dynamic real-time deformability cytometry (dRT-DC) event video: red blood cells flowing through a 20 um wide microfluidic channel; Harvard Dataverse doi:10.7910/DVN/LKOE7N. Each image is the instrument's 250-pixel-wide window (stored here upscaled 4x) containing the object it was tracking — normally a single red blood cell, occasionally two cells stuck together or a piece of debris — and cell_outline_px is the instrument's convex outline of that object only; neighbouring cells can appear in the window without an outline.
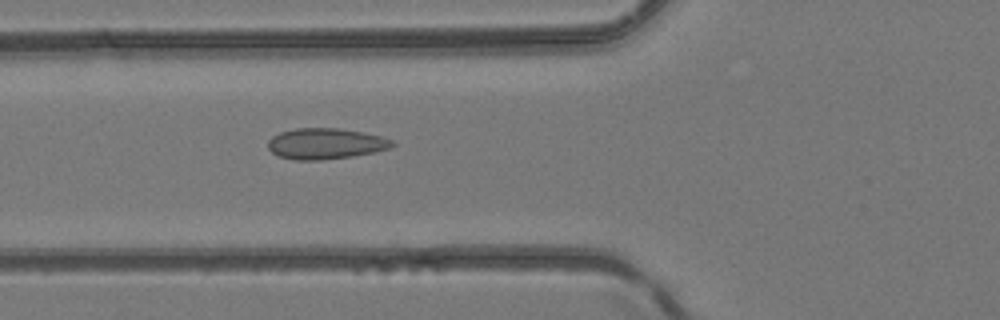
{"species": "common noctule bat (a hibernating species)", "species_latin": "Nyctalus noctula", "temperature_condition": "room temperature", "stored_images_in_passage": 48, "camera_frame_rate_fps": 3000, "um_per_image_px": 0.085, "animal": {"sex": "female", "body_mass_g": 24.6, "forearm_length_mm": 56.2}, "frame": {"image": 1, "passage_image": 19, "time_ms": 6.0, "image_size_px": [1000, 320], "cell_outline_px": [[396, 144], [388, 148], [372, 152], [352, 156], [320, 160], [296, 160], [280, 156], [272, 152], [268, 148], [268, 140], [272, 136], [280, 132], [296, 128], [340, 128], [364, 132], [380, 136], [392, 140]], "centroid_in_image_um": [27.65, 12.2], "position_along_channel_um": 98.1, "area_um2": 22.25}}
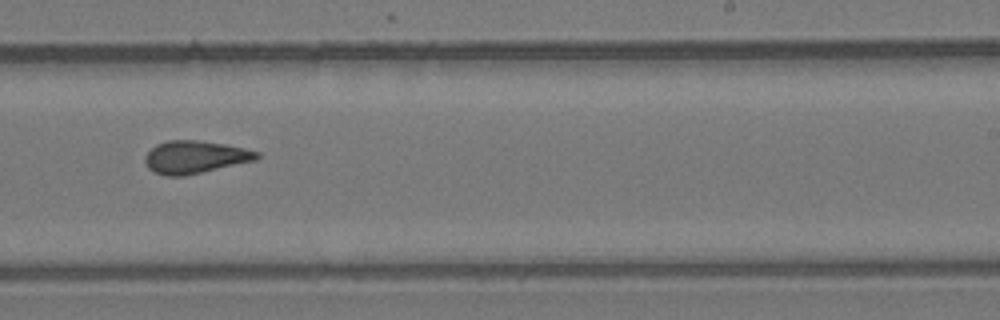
{"frame": {"image": 2, "passage_image": 31, "time_ms": 10.0, "image_size_px": [1000, 320], "cell_outline_px": [[260, 156], [256, 160], [184, 176], [164, 176], [148, 168], [144, 160], [144, 156], [156, 144], [168, 140], [196, 140], [224, 144], [244, 148], [260, 152]], "centroid_in_image_um": [16.57, 13.35], "position_along_channel_um": 272.4, "area_um2": 21.21}}
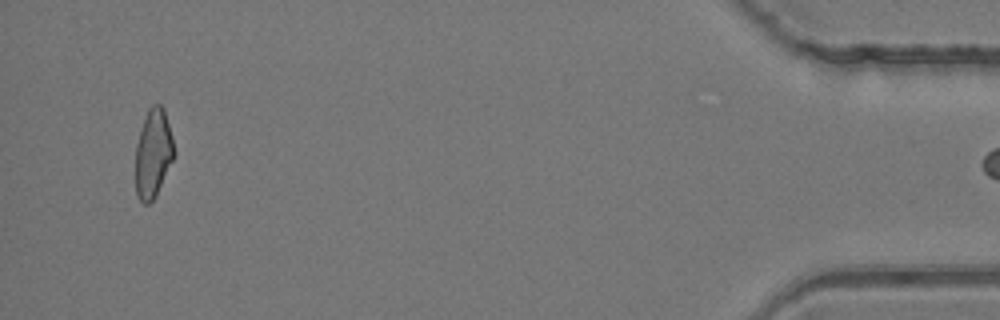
{"frame": {"image": 3, "passage_image": 47, "time_ms": 15.333, "image_size_px": [1000, 320], "cell_outline_px": [[176, 156], [156, 196], [148, 204], [144, 204], [136, 196], [136, 144], [148, 108], [152, 104], [160, 104], [164, 108], [172, 136], [176, 152]], "centroid_in_image_um": [13.05, 13.06], "position_along_channel_um": 422.2, "area_um2": 20.17}}